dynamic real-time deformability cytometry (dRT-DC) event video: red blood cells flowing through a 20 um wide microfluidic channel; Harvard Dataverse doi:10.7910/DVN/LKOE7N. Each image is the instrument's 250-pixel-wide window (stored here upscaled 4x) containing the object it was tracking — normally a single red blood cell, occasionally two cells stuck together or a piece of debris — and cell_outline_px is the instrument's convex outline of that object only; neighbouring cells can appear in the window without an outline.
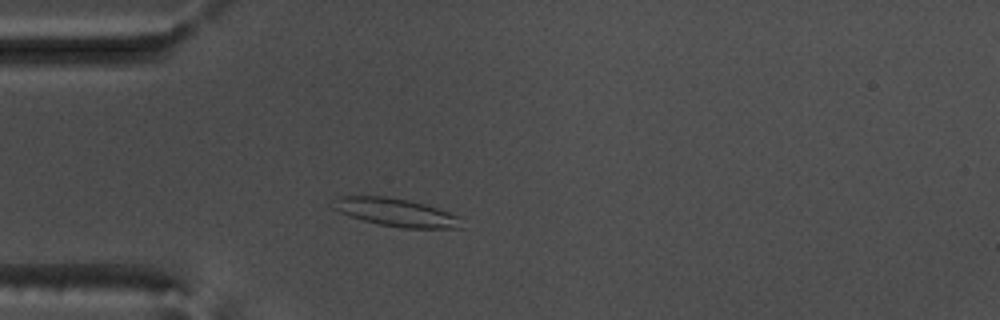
{"species": "common noctule bat (a hibernating species)", "species_latin": "Nyctalus noctula", "temperature_condition": "warm", "stored_images_in_passage": 40, "camera_frame_rate_fps": 3000, "um_per_image_px": 0.085, "animal": {"sex": "male", "body_mass_g": 17.5, "forearm_length_mm": 52.3}, "frame": {"image": 1, "passage_image": 8, "time_ms": 2.333, "image_size_px": [1000, 320], "cell_outline_px": [[464, 228], [400, 228], [380, 224], [348, 216], [332, 208], [332, 200], [336, 196], [384, 196], [408, 200], [424, 204], [460, 216]], "centroid_in_image_um": [33.64, 18.05], "position_along_channel_um": 51.4, "area_um2": 21.04}}
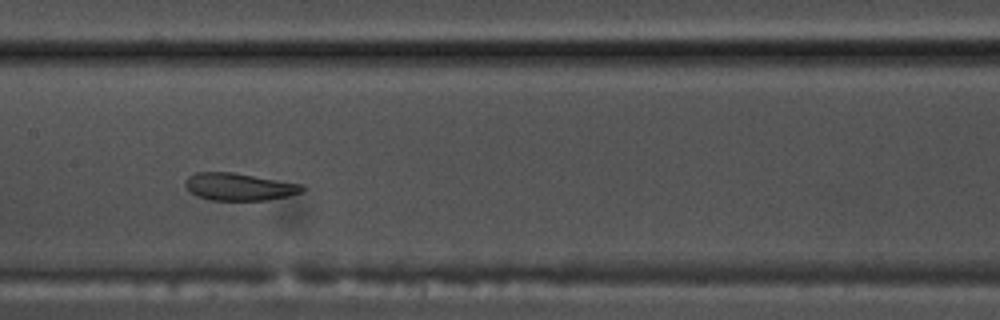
{"frame": {"image": 2, "passage_image": 20, "time_ms": 6.333, "image_size_px": [1000, 320], "cell_outline_px": [[304, 188], [300, 192], [288, 196], [268, 200], [212, 200], [196, 196], [184, 184], [184, 180], [188, 176], [196, 172], [232, 172], [304, 184]], "centroid_in_image_um": [20.32, 15.87], "position_along_channel_um": 187.1, "area_um2": 18.67}}
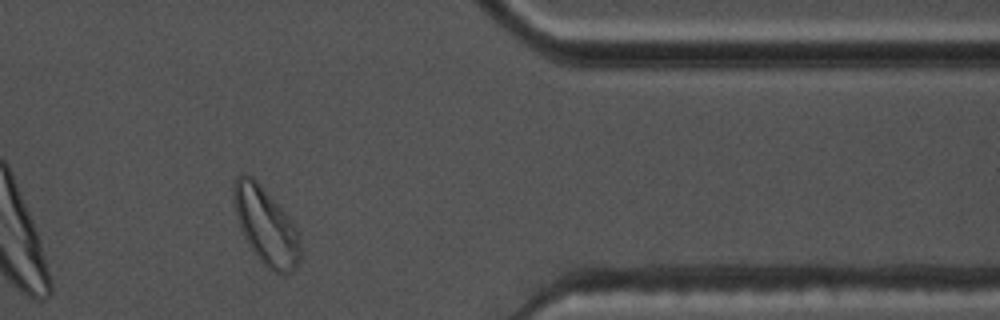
{"frame": {"image": 3, "passage_image": 38, "time_ms": 12.333, "image_size_px": [1000, 320], "cell_outline_px": [[300, 260], [296, 268], [292, 272], [272, 272], [260, 260], [248, 244], [240, 228], [232, 196], [232, 184], [236, 176], [240, 172], [244, 172], [252, 176], [260, 184], [296, 224], [300, 232]], "centroid_in_image_um": [22.6, 19.16], "position_along_channel_um": 388.8, "area_um2": 30.23}, "authors_computed_cell_mechanics": {"area_um2": 19.7387, "velocity_mm_per_s": 3.6817, "shape_relaxation_time_tau1_ms": 4.4676, "shape_relaxation_time_tau2_ms": 0.822, "deformation_change_tau1": 0.1486, "deformation_change_tau2": 0.056}}